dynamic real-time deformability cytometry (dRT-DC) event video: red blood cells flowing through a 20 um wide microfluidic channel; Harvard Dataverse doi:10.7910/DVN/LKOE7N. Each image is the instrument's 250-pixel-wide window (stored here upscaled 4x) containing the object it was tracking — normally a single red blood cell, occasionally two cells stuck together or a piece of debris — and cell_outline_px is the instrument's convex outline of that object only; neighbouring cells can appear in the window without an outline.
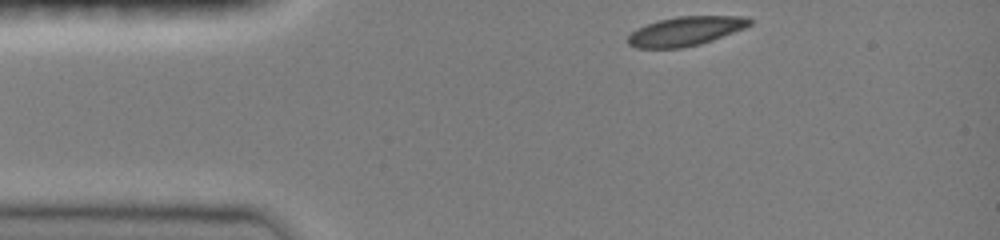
{"species": "common noctule bat (a hibernating species)", "species_latin": "Nyctalus noctula", "temperature_condition": "room temperature", "stored_images_in_passage": 35, "camera_frame_rate_fps": 3000, "um_per_image_px": 0.085, "animal": {"sex": "female", "body_mass_g": 19.0, "forearm_length_mm": 51.5}, "frame": {"image": 1, "passage_image": 1, "time_ms": 0.0, "image_size_px": [1000, 240], "cell_outline_px": [[752, 24], [744, 28], [712, 40], [700, 44], [680, 48], [636, 48], [628, 44], [628, 36], [636, 28], [660, 20], [676, 16], [748, 16], [752, 20]], "centroid_in_image_um": [58.28, 2.64], "position_along_channel_um": 26.7, "area_um2": 20.63}}
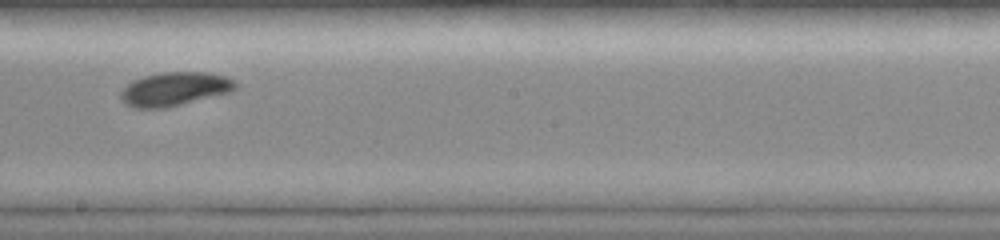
{"frame": {"image": 2, "passage_image": 20, "time_ms": 6.333, "image_size_px": [1000, 240], "cell_outline_px": [[236, 88], [232, 92], [168, 108], [136, 108], [128, 104], [120, 96], [120, 92], [132, 80], [144, 76], [160, 72], [212, 72], [236, 80]], "centroid_in_image_um": [14.9, 7.56], "position_along_channel_um": 233.3, "area_um2": 22.72}}
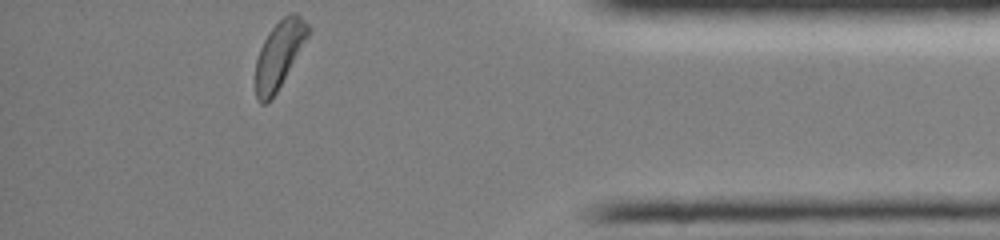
{"frame": {"image": 3, "passage_image": 35, "time_ms": 11.333, "image_size_px": [1000, 240], "cell_outline_px": [[312, 32], [276, 92], [264, 104], [260, 104], [256, 100], [256, 60], [260, 48], [268, 32], [284, 16], [292, 12], [296, 12], [312, 28]], "centroid_in_image_um": [23.76, 4.6], "position_along_channel_um": 411.4, "area_um2": 20.46}, "authors_computed_cell_mechanics": {"area_um2": 21.675, "velocity_mm_per_s": 4.0351, "shape_relaxation_time_tau1_ms": 2.06, "shape_relaxation_time_tau2_ms": null, "deformation_change_tau1": 0.0958, "deformation_change_tau2": null}}